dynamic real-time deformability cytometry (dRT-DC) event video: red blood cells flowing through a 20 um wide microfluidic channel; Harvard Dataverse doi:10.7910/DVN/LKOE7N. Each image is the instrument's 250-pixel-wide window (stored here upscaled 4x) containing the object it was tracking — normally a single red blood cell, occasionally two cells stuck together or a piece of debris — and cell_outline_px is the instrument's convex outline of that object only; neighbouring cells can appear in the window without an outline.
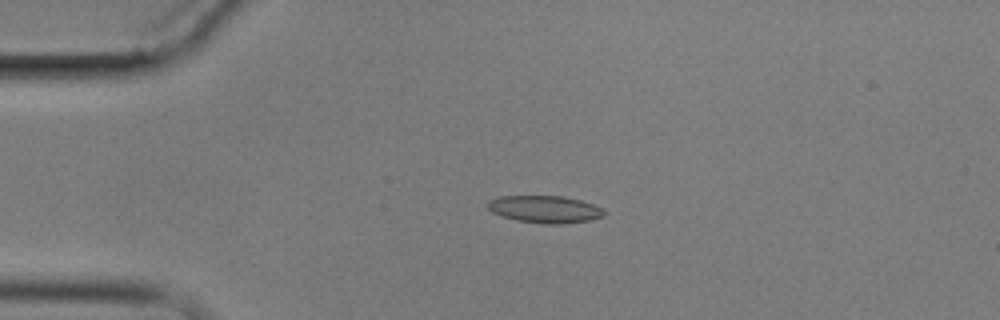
{"species": "common noctule bat (a hibernating species)", "species_latin": "Nyctalus noctula", "temperature_condition": "cold", "stored_images_in_passage": 4, "camera_frame_rate_fps": 3000, "um_per_image_px": 0.085, "animal": {"sex": "male", "body_mass_g": 17.9}, "frame": {"image": 1, "passage_image": 3, "time_ms": 3.333, "image_size_px": [1000, 320], "cell_outline_px": [[604, 216], [588, 220], [560, 224], [548, 224], [516, 220], [492, 212], [488, 208], [488, 200], [500, 196], [564, 196], [580, 200], [604, 208]], "centroid_in_image_um": [46.32, 17.77], "position_along_channel_um": 38.7, "area_um2": 18.32}}